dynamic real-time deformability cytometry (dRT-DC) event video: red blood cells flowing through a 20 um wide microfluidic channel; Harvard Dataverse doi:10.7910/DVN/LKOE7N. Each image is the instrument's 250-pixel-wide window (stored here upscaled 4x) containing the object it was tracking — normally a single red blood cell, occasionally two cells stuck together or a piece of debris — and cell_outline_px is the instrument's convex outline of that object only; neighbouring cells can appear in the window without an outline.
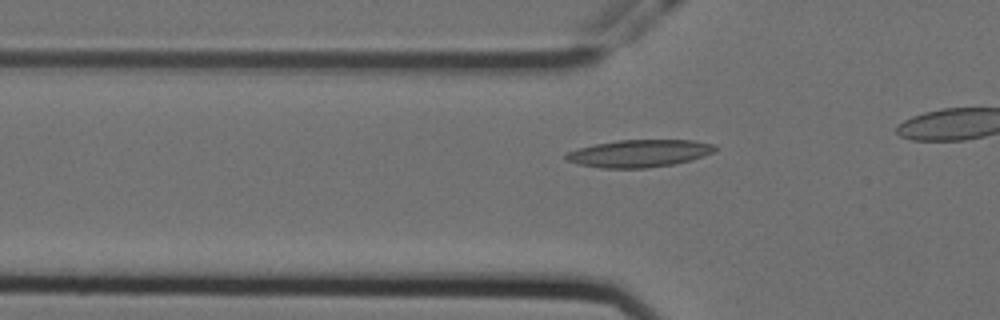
{"species": "Egyptian fruit bat (a non-hibernating species)", "species_latin": "Rousettus aegyptiacus", "temperature_condition": "cold", "stored_images_in_passage": 21, "camera_frame_rate_fps": 3000, "um_per_image_px": 0.085, "animal": {"sex": "female"}, "frame": {"image": 1, "passage_image": 15, "time_ms": 4.667, "image_size_px": [1000, 320], "cell_outline_px": [[716, 152], [692, 160], [672, 164], [648, 168], [600, 168], [576, 164], [568, 160], [564, 156], [568, 152], [580, 148], [596, 144], [616, 140], [692, 140], [716, 144]], "centroid_in_image_um": [54.38, 13.04], "position_along_channel_um": 71.4, "area_um2": 23.87}}